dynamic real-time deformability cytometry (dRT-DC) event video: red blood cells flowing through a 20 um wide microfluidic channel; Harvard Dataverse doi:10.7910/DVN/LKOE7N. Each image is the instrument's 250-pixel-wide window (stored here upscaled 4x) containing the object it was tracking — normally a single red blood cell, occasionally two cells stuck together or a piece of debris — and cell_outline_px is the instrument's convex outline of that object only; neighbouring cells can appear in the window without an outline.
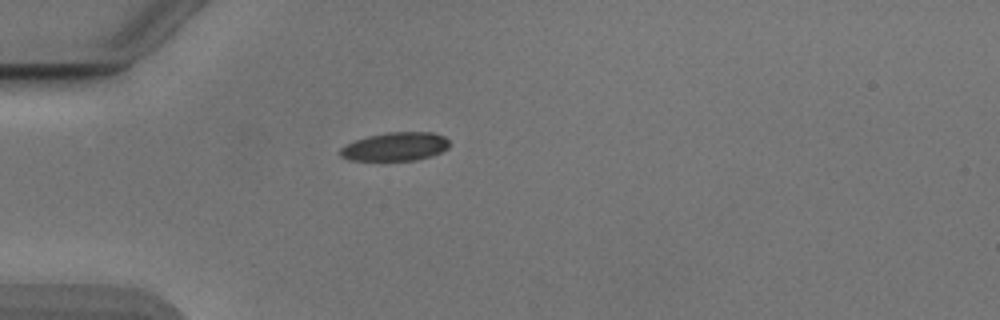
{"species": "Egyptian fruit bat (a non-hibernating species)", "species_latin": "Rousettus aegyptiacus", "temperature_condition": "cold", "stored_images_in_passage": 39, "camera_frame_rate_fps": 3000, "um_per_image_px": 0.085, "animal": {"sex": "male"}, "frame": {"image": 1, "passage_image": 1, "time_ms": 0.0, "image_size_px": [1000, 320], "cell_outline_px": [[448, 148], [432, 156], [412, 160], [348, 160], [340, 156], [340, 148], [356, 140], [368, 136], [388, 132], [432, 132], [444, 136], [448, 140]], "centroid_in_image_um": [33.6, 12.46], "position_along_channel_um": 51.4, "area_um2": 17.98}}
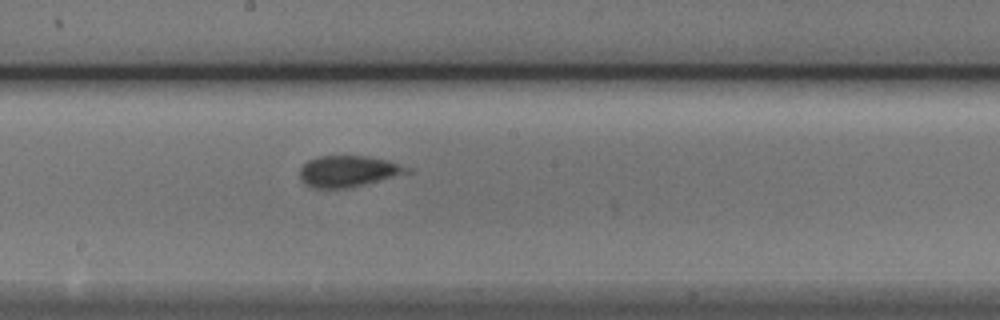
{"frame": {"image": 2, "passage_image": 15, "time_ms": 4.667, "image_size_px": [1000, 320], "cell_outline_px": [[412, 172], [348, 188], [312, 188], [300, 176], [300, 168], [308, 160], [316, 156], [368, 156], [384, 160], [412, 168]], "centroid_in_image_um": [29.6, 14.55], "position_along_channel_um": 218.6, "area_um2": 19.25}}
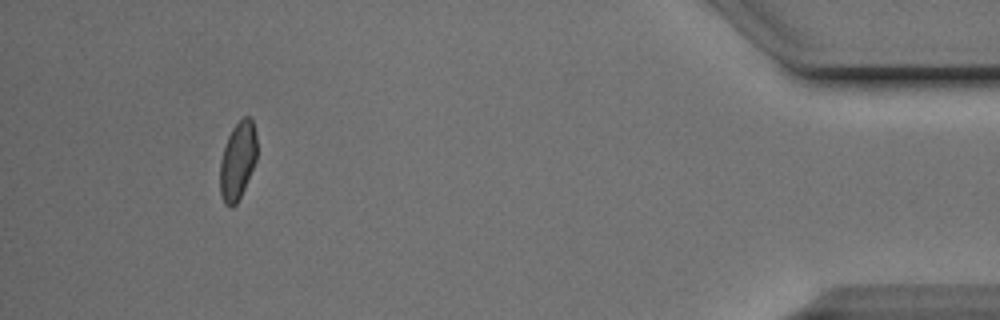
{"frame": {"image": 3, "passage_image": 35, "time_ms": 11.333, "image_size_px": [1000, 320], "cell_outline_px": [[256, 160], [244, 188], [236, 204], [232, 208], [224, 204], [220, 192], [220, 160], [228, 136], [232, 128], [244, 116], [248, 116], [252, 120], [256, 136]], "centroid_in_image_um": [20.19, 13.67], "position_along_channel_um": 415.0, "area_um2": 16.59}, "authors_computed_cell_mechanics": {"area_um2": 19.2474, "velocity_mm_per_s": 3.8846, "shape_relaxation_time_tau1_ms": 6.2331, "shape_relaxation_time_tau2_ms": 1.6985, "deformation_change_tau1": 0.1109, "deformation_change_tau2": 0.087}}